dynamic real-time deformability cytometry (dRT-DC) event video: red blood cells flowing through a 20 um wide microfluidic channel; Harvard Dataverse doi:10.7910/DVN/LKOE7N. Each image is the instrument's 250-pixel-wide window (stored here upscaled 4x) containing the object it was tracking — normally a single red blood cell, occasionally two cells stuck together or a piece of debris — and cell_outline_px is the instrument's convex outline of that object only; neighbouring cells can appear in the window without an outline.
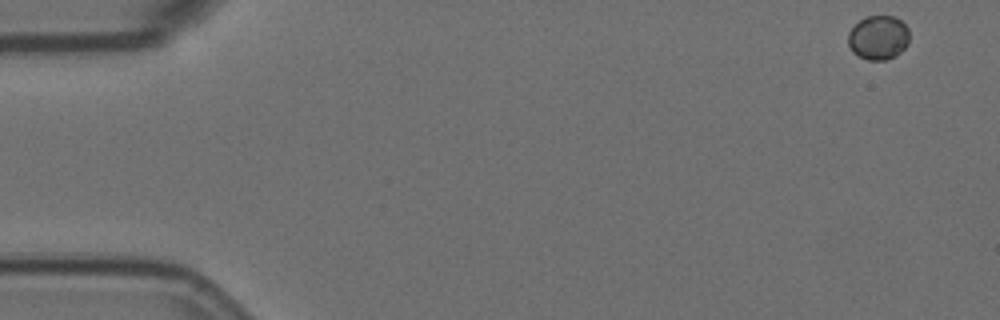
{"species": "Egyptian fruit bat (a non-hibernating species)", "species_latin": "Rousettus aegyptiacus", "temperature_condition": "room temperature", "stored_images_in_passage": 5, "camera_frame_rate_fps": 3000, "um_per_image_px": 0.085, "animal": {"sex": "female"}, "frame": {"image": 1, "passage_image": 1, "time_ms": 0.0, "image_size_px": [1000, 320], "cell_outline_px": [[908, 44], [896, 56], [884, 60], [868, 60], [852, 52], [848, 44], [848, 32], [864, 16], [896, 16], [908, 28]], "centroid_in_image_um": [74.65, 3.19], "position_along_channel_um": 10.3, "area_um2": 15.78}}
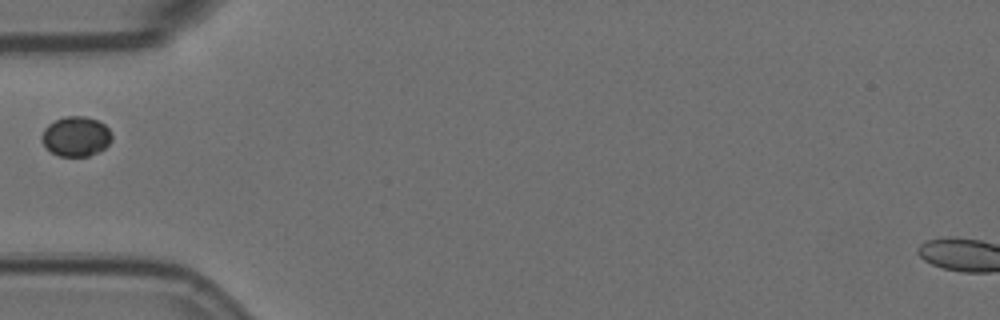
{"frame": {"image": 2, "passage_image": 5, "time_ms": 1.333, "image_size_px": [1000, 320], "cell_outline_px": [[112, 140], [104, 148], [88, 156], [60, 156], [52, 152], [44, 144], [40, 136], [44, 128], [48, 124], [64, 116], [84, 116], [96, 120], [104, 124], [112, 132]], "centroid_in_image_um": [6.46, 11.58], "position_along_channel_um": 78.5, "area_um2": 16.18}}